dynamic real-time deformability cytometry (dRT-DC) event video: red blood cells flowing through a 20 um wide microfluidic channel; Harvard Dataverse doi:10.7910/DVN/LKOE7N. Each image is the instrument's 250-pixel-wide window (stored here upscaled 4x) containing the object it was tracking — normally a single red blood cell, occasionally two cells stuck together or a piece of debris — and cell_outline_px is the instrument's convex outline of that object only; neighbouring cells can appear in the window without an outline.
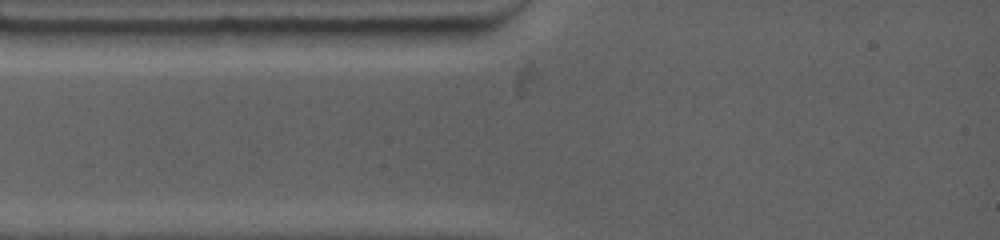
{"species": "common noctule bat (a hibernating species)", "species_latin": "Nyctalus noctula", "temperature_condition": "warm", "stored_images_in_passage": 2, "segment_of_instrument_passage": [1, 2], "camera_frame_rate_fps": 4500, "um_per_image_px": 0.085, "animal": {"sex": "female", "body_mass_g": 19.0, "forearm_length_mm": 53.3}, "frame": {"image": 1, "passage_image": 1, "time_ms": 0.0, "image_size_px": [1000, 240], "cell_outline_px": [[332, 28], [324, 32], [288, 44], [208, 44], [220, 28]], "centroid_in_image_um": [22.4, 3.02], "position_along_channel_um": 62.6, "area_um2": 11.27}}